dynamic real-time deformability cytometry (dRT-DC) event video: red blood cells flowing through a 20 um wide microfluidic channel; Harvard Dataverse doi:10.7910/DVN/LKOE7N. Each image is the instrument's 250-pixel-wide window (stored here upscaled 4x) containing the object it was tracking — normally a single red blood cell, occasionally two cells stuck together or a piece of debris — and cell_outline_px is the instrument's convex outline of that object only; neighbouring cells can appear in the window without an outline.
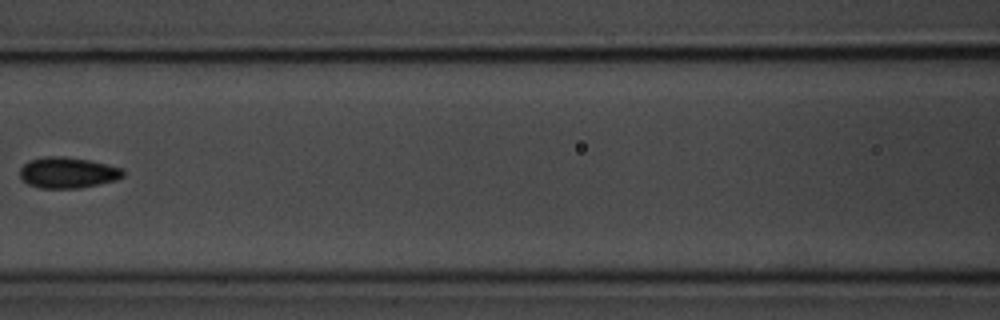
{"species": "common noctule bat (a hibernating species)", "species_latin": "Nyctalus noctula", "temperature_condition": "room temperature", "stored_images_in_passage": 7, "camera_frame_rate_fps": 3000, "um_per_image_px": 0.085, "animal": {"sex": "male", "body_mass_g": 20.1, "forearm_length_mm": 53.5}, "frame": {"image": 1, "passage_image": 6, "time_ms": 7.0, "image_size_px": [1000, 320], "cell_outline_px": [[124, 176], [116, 180], [80, 188], [40, 188], [28, 184], [20, 176], [20, 168], [28, 160], [44, 156], [64, 156], [88, 160], [120, 168], [124, 172]], "centroid_in_image_um": [5.72, 14.67], "position_along_channel_um": 160.9, "area_um2": 18.5}}
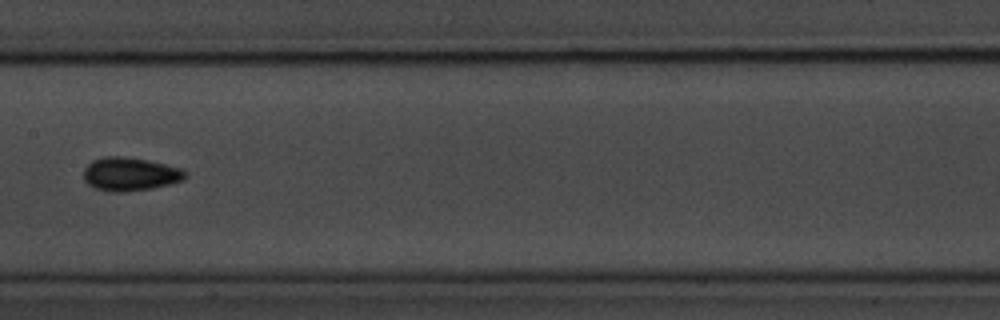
{"frame": {"image": 2, "passage_image": 7, "time_ms": 8.0, "image_size_px": [1000, 320], "cell_outline_px": [[188, 176], [184, 180], [152, 188], [124, 192], [112, 192], [96, 188], [88, 184], [84, 180], [84, 168], [92, 160], [104, 156], [124, 156], [148, 160], [184, 168], [188, 172]], "centroid_in_image_um": [11.09, 14.78], "position_along_channel_um": 196.3, "area_um2": 20.06}}